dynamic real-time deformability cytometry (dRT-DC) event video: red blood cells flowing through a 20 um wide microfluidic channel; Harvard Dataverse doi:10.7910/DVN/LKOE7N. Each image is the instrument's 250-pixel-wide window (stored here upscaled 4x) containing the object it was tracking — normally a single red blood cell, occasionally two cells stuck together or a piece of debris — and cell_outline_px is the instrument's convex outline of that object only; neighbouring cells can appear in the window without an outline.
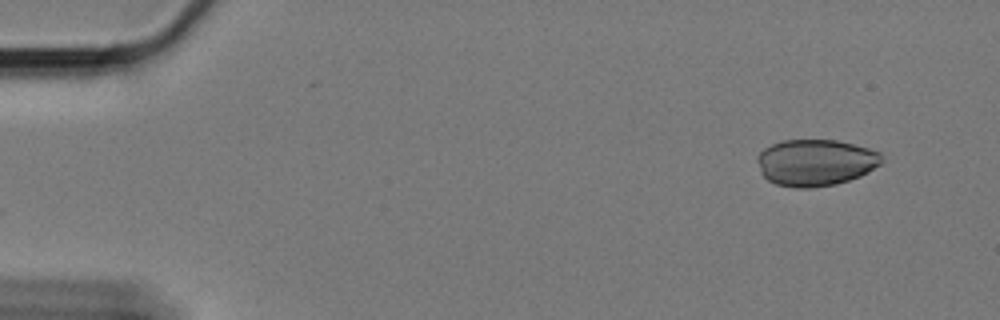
{"species": "Egyptian fruit bat (a non-hibernating species)", "species_latin": "Rousettus aegyptiacus", "temperature_condition": "cold", "stored_images_in_passage": 56, "camera_frame_rate_fps": 3000, "um_per_image_px": 0.085, "animal": {"sex": "female"}, "frame": {"image": 1, "passage_image": 1, "time_ms": 0.0, "image_size_px": [1000, 320], "cell_outline_px": [[884, 160], [880, 164], [868, 172], [860, 176], [836, 184], [812, 188], [796, 188], [776, 184], [768, 180], [760, 172], [756, 160], [756, 156], [764, 148], [772, 144], [784, 140], [836, 140], [868, 148], [880, 152]], "centroid_in_image_um": [69.31, 13.82], "position_along_channel_um": 15.7, "area_um2": 33.93}}
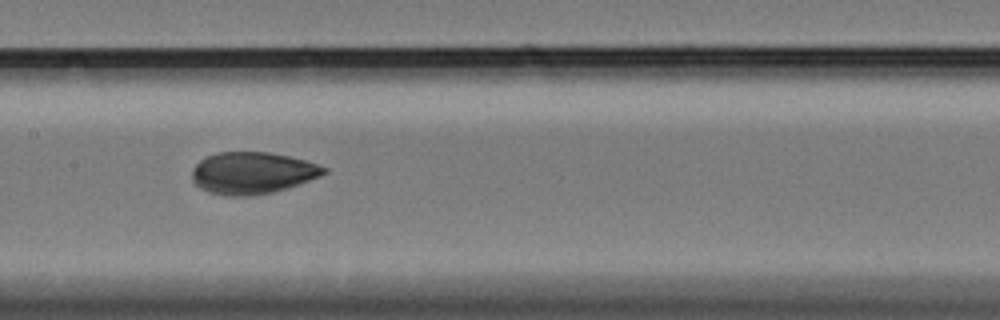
{"frame": {"image": 2, "passage_image": 26, "time_ms": 8.333, "image_size_px": [1000, 320], "cell_outline_px": [[328, 172], [320, 176], [288, 188], [272, 192], [252, 196], [224, 196], [208, 192], [200, 188], [192, 180], [192, 168], [200, 160], [216, 152], [268, 152], [288, 156], [304, 160], [328, 168]], "centroid_in_image_um": [21.43, 14.71], "position_along_channel_um": 186.0, "area_um2": 32.25}}
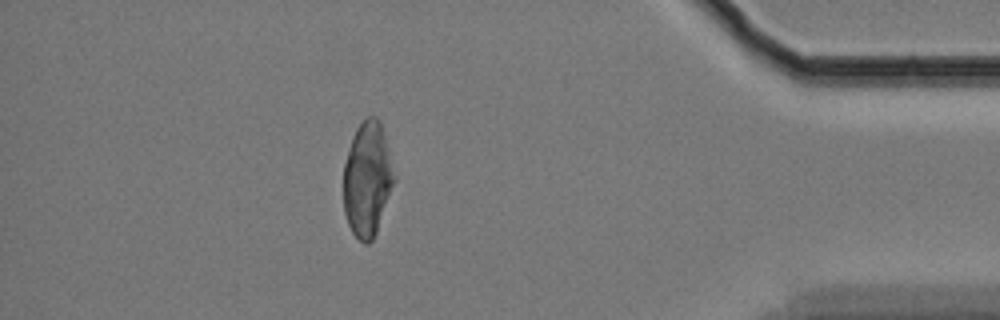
{"frame": {"image": 3, "passage_image": 49, "time_ms": 16.0, "image_size_px": [1000, 320], "cell_outline_px": [[396, 180], [376, 232], [372, 240], [368, 244], [364, 244], [352, 232], [348, 224], [344, 212], [344, 164], [352, 136], [356, 128], [368, 116], [376, 116], [380, 120], [396, 176]], "centroid_in_image_um": [31.24, 15.23], "position_along_channel_um": 404.0, "area_um2": 33.87}}